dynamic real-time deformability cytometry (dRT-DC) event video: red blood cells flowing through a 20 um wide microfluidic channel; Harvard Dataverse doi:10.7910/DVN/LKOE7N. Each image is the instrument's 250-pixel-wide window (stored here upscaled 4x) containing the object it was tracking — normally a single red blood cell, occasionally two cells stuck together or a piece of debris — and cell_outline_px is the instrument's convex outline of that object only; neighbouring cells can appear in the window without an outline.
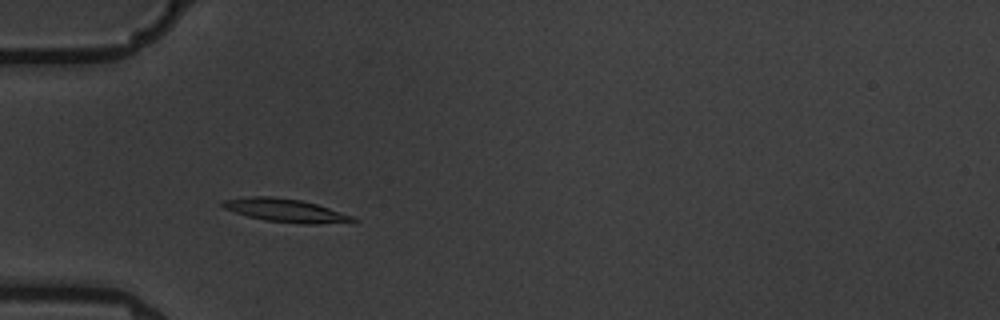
{"species": "common noctule bat (a hibernating species)", "species_latin": "Nyctalus noctula", "temperature_condition": "warm", "stored_images_in_passage": 12, "camera_frame_rate_fps": 3000, "um_per_image_px": 0.085, "animal": {"sex": "male", "body_mass_g": 19.5, "forearm_length_mm": 54.6}, "frame": {"image": 1, "passage_image": 2, "time_ms": 1.0, "image_size_px": [1000, 320], "cell_outline_px": [[360, 220], [316, 224], [304, 224], [264, 220], [248, 216], [224, 208], [220, 204], [224, 200], [252, 196], [272, 196], [300, 200], [316, 204], [352, 216]], "centroid_in_image_um": [24.23, 17.88], "position_along_channel_um": 60.8, "area_um2": 17.22}}
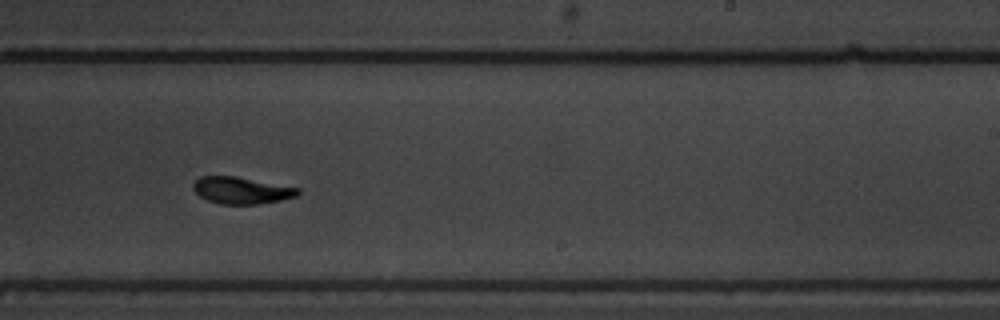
{"frame": {"image": 2, "passage_image": 7, "time_ms": 7.0, "image_size_px": [1000, 320], "cell_outline_px": [[300, 192], [296, 196], [280, 200], [256, 204], [220, 204], [208, 200], [200, 196], [192, 188], [192, 184], [200, 176], [236, 176], [300, 188]], "centroid_in_image_um": [20.51, 16.17], "position_along_channel_um": 268.5, "area_um2": 16.3}}
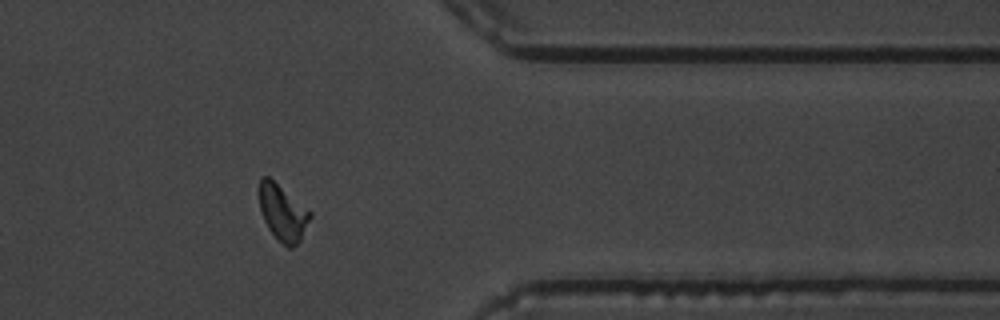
{"frame": {"image": 3, "passage_image": 10, "time_ms": 10.667, "image_size_px": [1000, 320], "cell_outline_px": [[312, 216], [300, 240], [292, 248], [288, 248], [268, 228], [264, 220], [260, 208], [260, 176], [268, 176], [312, 212]], "centroid_in_image_um": [24.05, 18.07], "position_along_channel_um": 387.4, "area_um2": 16.24}, "authors_computed_cell_mechanics": {"area_um2": 16.2996, "velocity_mm_per_s": 3.5606, "shape_relaxation_time_tau1_ms": 3.7287, "shape_relaxation_time_tau2_ms": 2.2815, "deformation_change_tau1": 0.1729, "deformation_change_tau2": 0.0957}}